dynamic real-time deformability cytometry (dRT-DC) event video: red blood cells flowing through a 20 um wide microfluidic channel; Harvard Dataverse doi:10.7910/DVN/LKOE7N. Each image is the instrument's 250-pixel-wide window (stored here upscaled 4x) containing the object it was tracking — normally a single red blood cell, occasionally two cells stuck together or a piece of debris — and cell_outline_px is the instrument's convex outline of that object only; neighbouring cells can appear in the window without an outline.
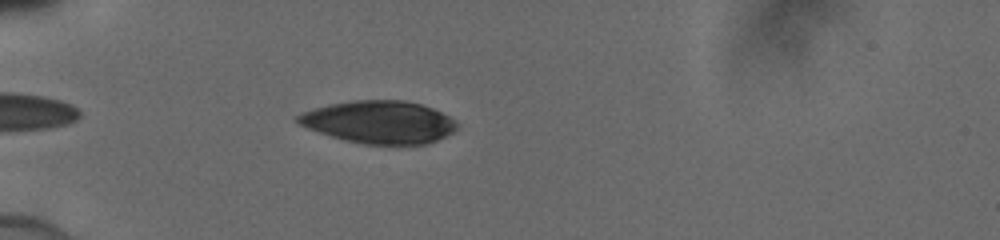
{"species": "human", "species_latin": "Homo sapiens", "temperature_condition": "cold", "stored_images_in_passage": 35, "camera_frame_rate_fps": 3000, "um_per_image_px": 0.085, "donor": {"sex": "male"}, "frame": {"image": 1, "passage_image": 4, "time_ms": 1.0, "image_size_px": [1000, 240], "cell_outline_px": [[456, 128], [452, 132], [428, 144], [364, 144], [344, 140], [308, 128], [300, 124], [296, 120], [296, 116], [300, 112], [328, 104], [352, 100], [404, 100], [420, 104], [432, 108], [456, 120]], "centroid_in_image_um": [32.21, 10.37], "position_along_channel_um": 52.8, "area_um2": 39.3}}
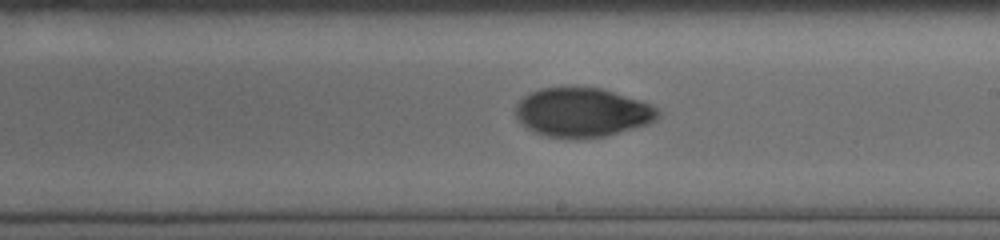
{"frame": {"image": 2, "passage_image": 19, "time_ms": 6.0, "image_size_px": [1000, 240], "cell_outline_px": [[660, 116], [656, 120], [648, 124], [604, 136], [580, 140], [576, 140], [548, 136], [536, 132], [528, 128], [516, 116], [516, 104], [528, 92], [540, 88], [600, 88], [640, 100], [652, 104], [660, 112]], "centroid_in_image_um": [49.51, 9.57], "position_along_channel_um": 239.5, "area_um2": 40.69}}
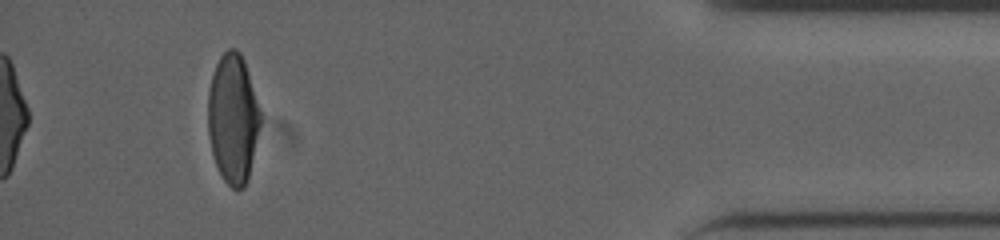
{"frame": {"image": 3, "passage_image": 35, "time_ms": 11.333, "image_size_px": [1000, 240], "cell_outline_px": [[260, 124], [248, 180], [244, 188], [232, 188], [224, 180], [216, 164], [212, 152], [208, 132], [208, 92], [212, 76], [216, 64], [220, 56], [228, 48], [236, 48], [240, 52], [244, 60], [260, 112]], "centroid_in_image_um": [19.79, 10.07], "position_along_channel_um": 415.4, "area_um2": 39.07}}